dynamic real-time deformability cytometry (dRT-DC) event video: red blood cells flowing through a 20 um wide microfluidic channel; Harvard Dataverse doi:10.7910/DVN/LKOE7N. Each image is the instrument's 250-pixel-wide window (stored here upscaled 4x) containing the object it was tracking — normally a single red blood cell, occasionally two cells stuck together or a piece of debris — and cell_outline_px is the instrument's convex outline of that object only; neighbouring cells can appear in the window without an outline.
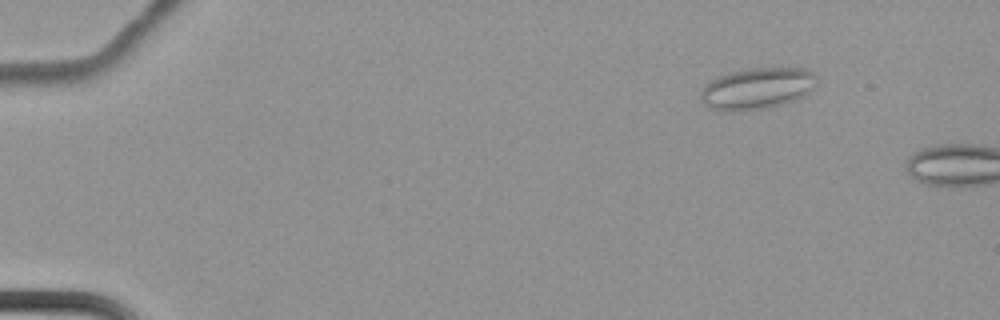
{"species": "common noctule bat (a hibernating species)", "species_latin": "Nyctalus noctula", "temperature_condition": "cold", "stored_images_in_passage": 5, "camera_frame_rate_fps": 3000, "um_per_image_px": 0.085, "animal": {"sex": "female", "body_mass_g": 22.7, "forearm_length_mm": 54.2}, "frame": {"image": 1, "passage_image": 3, "time_ms": 0.667, "image_size_px": [1000, 320], "cell_outline_px": [[820, 80], [804, 96], [796, 100], [764, 108], [732, 112], [720, 112], [704, 104], [700, 100], [700, 92], [704, 84], [720, 76], [732, 72], [748, 68], [804, 68], [812, 72]], "centroid_in_image_um": [64.34, 7.53], "position_along_channel_um": 20.7, "area_um2": 28.21}}